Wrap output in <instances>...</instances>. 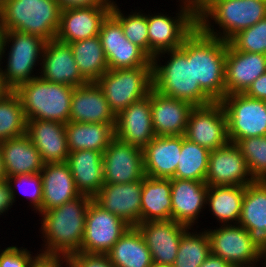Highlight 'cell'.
<instances>
[{
  "instance_id": "cb8c5ba5",
  "label": "cell",
  "mask_w": 266,
  "mask_h": 267,
  "mask_svg": "<svg viewBox=\"0 0 266 267\" xmlns=\"http://www.w3.org/2000/svg\"><path fill=\"white\" fill-rule=\"evenodd\" d=\"M194 106L151 90V114L156 136L184 135Z\"/></svg>"
},
{
  "instance_id": "ab89813d",
  "label": "cell",
  "mask_w": 266,
  "mask_h": 267,
  "mask_svg": "<svg viewBox=\"0 0 266 267\" xmlns=\"http://www.w3.org/2000/svg\"><path fill=\"white\" fill-rule=\"evenodd\" d=\"M110 14L121 24L125 37L149 55L148 15L134 12L124 16L114 1Z\"/></svg>"
},
{
  "instance_id": "52a82bcc",
  "label": "cell",
  "mask_w": 266,
  "mask_h": 267,
  "mask_svg": "<svg viewBox=\"0 0 266 267\" xmlns=\"http://www.w3.org/2000/svg\"><path fill=\"white\" fill-rule=\"evenodd\" d=\"M96 83L117 116L130 104L149 95L153 89V66L108 70Z\"/></svg>"
},
{
  "instance_id": "44dd1931",
  "label": "cell",
  "mask_w": 266,
  "mask_h": 267,
  "mask_svg": "<svg viewBox=\"0 0 266 267\" xmlns=\"http://www.w3.org/2000/svg\"><path fill=\"white\" fill-rule=\"evenodd\" d=\"M40 77L49 82L79 87L88 81L81 75L69 44L50 40L45 44Z\"/></svg>"
},
{
  "instance_id": "bcb514c9",
  "label": "cell",
  "mask_w": 266,
  "mask_h": 267,
  "mask_svg": "<svg viewBox=\"0 0 266 267\" xmlns=\"http://www.w3.org/2000/svg\"><path fill=\"white\" fill-rule=\"evenodd\" d=\"M244 94L251 98L266 101V72L252 82Z\"/></svg>"
},
{
  "instance_id": "11a10c76",
  "label": "cell",
  "mask_w": 266,
  "mask_h": 267,
  "mask_svg": "<svg viewBox=\"0 0 266 267\" xmlns=\"http://www.w3.org/2000/svg\"><path fill=\"white\" fill-rule=\"evenodd\" d=\"M182 2H183V4L190 5L195 10L198 11L201 8L203 0H183Z\"/></svg>"
},
{
  "instance_id": "681fc988",
  "label": "cell",
  "mask_w": 266,
  "mask_h": 267,
  "mask_svg": "<svg viewBox=\"0 0 266 267\" xmlns=\"http://www.w3.org/2000/svg\"><path fill=\"white\" fill-rule=\"evenodd\" d=\"M14 203L12 192L7 180L0 181V215L9 210Z\"/></svg>"
},
{
  "instance_id": "f907efd6",
  "label": "cell",
  "mask_w": 266,
  "mask_h": 267,
  "mask_svg": "<svg viewBox=\"0 0 266 267\" xmlns=\"http://www.w3.org/2000/svg\"><path fill=\"white\" fill-rule=\"evenodd\" d=\"M200 267H232V264L210 253Z\"/></svg>"
},
{
  "instance_id": "9c48e42d",
  "label": "cell",
  "mask_w": 266,
  "mask_h": 267,
  "mask_svg": "<svg viewBox=\"0 0 266 267\" xmlns=\"http://www.w3.org/2000/svg\"><path fill=\"white\" fill-rule=\"evenodd\" d=\"M11 41L6 69H1V73L6 85L14 91L19 85L35 78L31 74L36 62L43 57L47 41L32 34L6 31L4 50Z\"/></svg>"
},
{
  "instance_id": "83f0119b",
  "label": "cell",
  "mask_w": 266,
  "mask_h": 267,
  "mask_svg": "<svg viewBox=\"0 0 266 267\" xmlns=\"http://www.w3.org/2000/svg\"><path fill=\"white\" fill-rule=\"evenodd\" d=\"M40 174L43 184L41 213L61 206L81 195L76 189L67 162L44 164Z\"/></svg>"
},
{
  "instance_id": "8fae6325",
  "label": "cell",
  "mask_w": 266,
  "mask_h": 267,
  "mask_svg": "<svg viewBox=\"0 0 266 267\" xmlns=\"http://www.w3.org/2000/svg\"><path fill=\"white\" fill-rule=\"evenodd\" d=\"M130 227L123 219L91 200L86 215L80 252L106 255Z\"/></svg>"
},
{
  "instance_id": "1f68e13d",
  "label": "cell",
  "mask_w": 266,
  "mask_h": 267,
  "mask_svg": "<svg viewBox=\"0 0 266 267\" xmlns=\"http://www.w3.org/2000/svg\"><path fill=\"white\" fill-rule=\"evenodd\" d=\"M69 151L94 150L104 152L115 137V123H82L69 121L65 124Z\"/></svg>"
},
{
  "instance_id": "603a6c76",
  "label": "cell",
  "mask_w": 266,
  "mask_h": 267,
  "mask_svg": "<svg viewBox=\"0 0 266 267\" xmlns=\"http://www.w3.org/2000/svg\"><path fill=\"white\" fill-rule=\"evenodd\" d=\"M26 135L39 151L44 164L67 162L70 151L64 123L27 120Z\"/></svg>"
},
{
  "instance_id": "30bf717a",
  "label": "cell",
  "mask_w": 266,
  "mask_h": 267,
  "mask_svg": "<svg viewBox=\"0 0 266 267\" xmlns=\"http://www.w3.org/2000/svg\"><path fill=\"white\" fill-rule=\"evenodd\" d=\"M178 16L148 15L149 56L179 48L198 26L197 10L181 5Z\"/></svg>"
},
{
  "instance_id": "5b68a950",
  "label": "cell",
  "mask_w": 266,
  "mask_h": 267,
  "mask_svg": "<svg viewBox=\"0 0 266 267\" xmlns=\"http://www.w3.org/2000/svg\"><path fill=\"white\" fill-rule=\"evenodd\" d=\"M74 87L57 84L35 76L14 92L21 100L27 120H50L68 123Z\"/></svg>"
},
{
  "instance_id": "60d3db41",
  "label": "cell",
  "mask_w": 266,
  "mask_h": 267,
  "mask_svg": "<svg viewBox=\"0 0 266 267\" xmlns=\"http://www.w3.org/2000/svg\"><path fill=\"white\" fill-rule=\"evenodd\" d=\"M236 145L247 161L255 181H266V136H254L239 140Z\"/></svg>"
},
{
  "instance_id": "7402d4cb",
  "label": "cell",
  "mask_w": 266,
  "mask_h": 267,
  "mask_svg": "<svg viewBox=\"0 0 266 267\" xmlns=\"http://www.w3.org/2000/svg\"><path fill=\"white\" fill-rule=\"evenodd\" d=\"M265 72V54L238 51L228 43L225 60L226 95L244 93Z\"/></svg>"
},
{
  "instance_id": "816d5d0a",
  "label": "cell",
  "mask_w": 266,
  "mask_h": 267,
  "mask_svg": "<svg viewBox=\"0 0 266 267\" xmlns=\"http://www.w3.org/2000/svg\"><path fill=\"white\" fill-rule=\"evenodd\" d=\"M5 37H6V29L0 22V65H1L2 57L4 56V53H5V50H4Z\"/></svg>"
},
{
  "instance_id": "4316f807",
  "label": "cell",
  "mask_w": 266,
  "mask_h": 267,
  "mask_svg": "<svg viewBox=\"0 0 266 267\" xmlns=\"http://www.w3.org/2000/svg\"><path fill=\"white\" fill-rule=\"evenodd\" d=\"M182 148V135L155 136L144 148L145 175L174 178Z\"/></svg>"
},
{
  "instance_id": "d590c367",
  "label": "cell",
  "mask_w": 266,
  "mask_h": 267,
  "mask_svg": "<svg viewBox=\"0 0 266 267\" xmlns=\"http://www.w3.org/2000/svg\"><path fill=\"white\" fill-rule=\"evenodd\" d=\"M245 188L246 186H208L206 204L220 223H239Z\"/></svg>"
},
{
  "instance_id": "ffe728a7",
  "label": "cell",
  "mask_w": 266,
  "mask_h": 267,
  "mask_svg": "<svg viewBox=\"0 0 266 267\" xmlns=\"http://www.w3.org/2000/svg\"><path fill=\"white\" fill-rule=\"evenodd\" d=\"M115 136L143 149L156 135L151 114V92L116 116Z\"/></svg>"
},
{
  "instance_id": "d6a6232c",
  "label": "cell",
  "mask_w": 266,
  "mask_h": 267,
  "mask_svg": "<svg viewBox=\"0 0 266 267\" xmlns=\"http://www.w3.org/2000/svg\"><path fill=\"white\" fill-rule=\"evenodd\" d=\"M171 179L143 178L141 192V222L170 220Z\"/></svg>"
},
{
  "instance_id": "c3c4849f",
  "label": "cell",
  "mask_w": 266,
  "mask_h": 267,
  "mask_svg": "<svg viewBox=\"0 0 266 267\" xmlns=\"http://www.w3.org/2000/svg\"><path fill=\"white\" fill-rule=\"evenodd\" d=\"M63 262H66L65 266L67 265L69 267V262L66 257L60 258V256L39 255L29 267H62Z\"/></svg>"
},
{
  "instance_id": "f1b7e54d",
  "label": "cell",
  "mask_w": 266,
  "mask_h": 267,
  "mask_svg": "<svg viewBox=\"0 0 266 267\" xmlns=\"http://www.w3.org/2000/svg\"><path fill=\"white\" fill-rule=\"evenodd\" d=\"M67 163L76 189L94 197L104 184L103 152L89 149L71 151Z\"/></svg>"
},
{
  "instance_id": "5bb4252c",
  "label": "cell",
  "mask_w": 266,
  "mask_h": 267,
  "mask_svg": "<svg viewBox=\"0 0 266 267\" xmlns=\"http://www.w3.org/2000/svg\"><path fill=\"white\" fill-rule=\"evenodd\" d=\"M188 140L212 151L229 143L227 119L221 102L195 106L184 134Z\"/></svg>"
},
{
  "instance_id": "7c38bea8",
  "label": "cell",
  "mask_w": 266,
  "mask_h": 267,
  "mask_svg": "<svg viewBox=\"0 0 266 267\" xmlns=\"http://www.w3.org/2000/svg\"><path fill=\"white\" fill-rule=\"evenodd\" d=\"M238 225V226H237ZM211 254L232 265L255 264L259 261L260 243L243 226L234 223L206 231Z\"/></svg>"
},
{
  "instance_id": "f6af8a7d",
  "label": "cell",
  "mask_w": 266,
  "mask_h": 267,
  "mask_svg": "<svg viewBox=\"0 0 266 267\" xmlns=\"http://www.w3.org/2000/svg\"><path fill=\"white\" fill-rule=\"evenodd\" d=\"M69 267H114L107 255L73 253L68 258Z\"/></svg>"
},
{
  "instance_id": "3957f363",
  "label": "cell",
  "mask_w": 266,
  "mask_h": 267,
  "mask_svg": "<svg viewBox=\"0 0 266 267\" xmlns=\"http://www.w3.org/2000/svg\"><path fill=\"white\" fill-rule=\"evenodd\" d=\"M61 10L56 0H0V22L6 31L50 41L56 38Z\"/></svg>"
},
{
  "instance_id": "db71d44e",
  "label": "cell",
  "mask_w": 266,
  "mask_h": 267,
  "mask_svg": "<svg viewBox=\"0 0 266 267\" xmlns=\"http://www.w3.org/2000/svg\"><path fill=\"white\" fill-rule=\"evenodd\" d=\"M6 179H7L6 170H5L4 160H3L1 147H0V181H4Z\"/></svg>"
},
{
  "instance_id": "4dcf8cb0",
  "label": "cell",
  "mask_w": 266,
  "mask_h": 267,
  "mask_svg": "<svg viewBox=\"0 0 266 267\" xmlns=\"http://www.w3.org/2000/svg\"><path fill=\"white\" fill-rule=\"evenodd\" d=\"M238 224L259 243L266 241V181L246 185Z\"/></svg>"
},
{
  "instance_id": "8992f818",
  "label": "cell",
  "mask_w": 266,
  "mask_h": 267,
  "mask_svg": "<svg viewBox=\"0 0 266 267\" xmlns=\"http://www.w3.org/2000/svg\"><path fill=\"white\" fill-rule=\"evenodd\" d=\"M228 41L205 34L198 26L193 31L194 80L214 101L226 96L225 60Z\"/></svg>"
},
{
  "instance_id": "e0dca14e",
  "label": "cell",
  "mask_w": 266,
  "mask_h": 267,
  "mask_svg": "<svg viewBox=\"0 0 266 267\" xmlns=\"http://www.w3.org/2000/svg\"><path fill=\"white\" fill-rule=\"evenodd\" d=\"M142 188L143 178L132 183H104L93 200L130 226H137L141 223Z\"/></svg>"
},
{
  "instance_id": "f546056e",
  "label": "cell",
  "mask_w": 266,
  "mask_h": 267,
  "mask_svg": "<svg viewBox=\"0 0 266 267\" xmlns=\"http://www.w3.org/2000/svg\"><path fill=\"white\" fill-rule=\"evenodd\" d=\"M6 176L40 173L44 162L37 148L24 134L0 142Z\"/></svg>"
},
{
  "instance_id": "6da1fadb",
  "label": "cell",
  "mask_w": 266,
  "mask_h": 267,
  "mask_svg": "<svg viewBox=\"0 0 266 267\" xmlns=\"http://www.w3.org/2000/svg\"><path fill=\"white\" fill-rule=\"evenodd\" d=\"M165 53L171 54L170 60L165 65H158L157 59L159 61ZM152 63L153 89L158 93L189 102L194 107L214 102L194 80L193 32L179 48L157 54Z\"/></svg>"
},
{
  "instance_id": "9f6ffc18",
  "label": "cell",
  "mask_w": 266,
  "mask_h": 267,
  "mask_svg": "<svg viewBox=\"0 0 266 267\" xmlns=\"http://www.w3.org/2000/svg\"><path fill=\"white\" fill-rule=\"evenodd\" d=\"M265 260V267H266V241L260 243V248H259V260L261 259Z\"/></svg>"
},
{
  "instance_id": "d6986e66",
  "label": "cell",
  "mask_w": 266,
  "mask_h": 267,
  "mask_svg": "<svg viewBox=\"0 0 266 267\" xmlns=\"http://www.w3.org/2000/svg\"><path fill=\"white\" fill-rule=\"evenodd\" d=\"M136 227L151 252L152 262L170 265L175 262L182 235L191 229L172 219L141 222Z\"/></svg>"
},
{
  "instance_id": "7a4b0ae2",
  "label": "cell",
  "mask_w": 266,
  "mask_h": 267,
  "mask_svg": "<svg viewBox=\"0 0 266 267\" xmlns=\"http://www.w3.org/2000/svg\"><path fill=\"white\" fill-rule=\"evenodd\" d=\"M92 196L81 194L74 200L40 213L42 234L47 240L40 255L68 258L80 252L86 223L87 208Z\"/></svg>"
},
{
  "instance_id": "2e32d148",
  "label": "cell",
  "mask_w": 266,
  "mask_h": 267,
  "mask_svg": "<svg viewBox=\"0 0 266 267\" xmlns=\"http://www.w3.org/2000/svg\"><path fill=\"white\" fill-rule=\"evenodd\" d=\"M205 182L208 186H246L255 179L240 148L229 142L225 147L210 151Z\"/></svg>"
},
{
  "instance_id": "b9f144b4",
  "label": "cell",
  "mask_w": 266,
  "mask_h": 267,
  "mask_svg": "<svg viewBox=\"0 0 266 267\" xmlns=\"http://www.w3.org/2000/svg\"><path fill=\"white\" fill-rule=\"evenodd\" d=\"M228 43L236 50L266 55V17L232 36Z\"/></svg>"
},
{
  "instance_id": "4fadbf2b",
  "label": "cell",
  "mask_w": 266,
  "mask_h": 267,
  "mask_svg": "<svg viewBox=\"0 0 266 267\" xmlns=\"http://www.w3.org/2000/svg\"><path fill=\"white\" fill-rule=\"evenodd\" d=\"M99 37L108 70L153 66L152 58L125 37L121 24L111 14L102 22Z\"/></svg>"
},
{
  "instance_id": "f5cc1de1",
  "label": "cell",
  "mask_w": 266,
  "mask_h": 267,
  "mask_svg": "<svg viewBox=\"0 0 266 267\" xmlns=\"http://www.w3.org/2000/svg\"><path fill=\"white\" fill-rule=\"evenodd\" d=\"M12 90L6 85L0 67V100L3 99Z\"/></svg>"
},
{
  "instance_id": "6f0895ef",
  "label": "cell",
  "mask_w": 266,
  "mask_h": 267,
  "mask_svg": "<svg viewBox=\"0 0 266 267\" xmlns=\"http://www.w3.org/2000/svg\"><path fill=\"white\" fill-rule=\"evenodd\" d=\"M152 267H174V266L170 265V264H156V263H153Z\"/></svg>"
},
{
  "instance_id": "ac0fdd59",
  "label": "cell",
  "mask_w": 266,
  "mask_h": 267,
  "mask_svg": "<svg viewBox=\"0 0 266 267\" xmlns=\"http://www.w3.org/2000/svg\"><path fill=\"white\" fill-rule=\"evenodd\" d=\"M111 8L96 6L63 8L55 39L69 44L98 36L102 22L111 13Z\"/></svg>"
},
{
  "instance_id": "7dc6e473",
  "label": "cell",
  "mask_w": 266,
  "mask_h": 267,
  "mask_svg": "<svg viewBox=\"0 0 266 267\" xmlns=\"http://www.w3.org/2000/svg\"><path fill=\"white\" fill-rule=\"evenodd\" d=\"M61 8L80 7V6H96V7H112L113 0H56Z\"/></svg>"
},
{
  "instance_id": "f35d334b",
  "label": "cell",
  "mask_w": 266,
  "mask_h": 267,
  "mask_svg": "<svg viewBox=\"0 0 266 267\" xmlns=\"http://www.w3.org/2000/svg\"><path fill=\"white\" fill-rule=\"evenodd\" d=\"M188 231L189 229L181 237L174 267H200L211 253L206 230L199 234Z\"/></svg>"
},
{
  "instance_id": "ba28073f",
  "label": "cell",
  "mask_w": 266,
  "mask_h": 267,
  "mask_svg": "<svg viewBox=\"0 0 266 267\" xmlns=\"http://www.w3.org/2000/svg\"><path fill=\"white\" fill-rule=\"evenodd\" d=\"M227 119L230 143L248 137L266 136V101L244 93L226 95L221 101Z\"/></svg>"
},
{
  "instance_id": "ee69618b",
  "label": "cell",
  "mask_w": 266,
  "mask_h": 267,
  "mask_svg": "<svg viewBox=\"0 0 266 267\" xmlns=\"http://www.w3.org/2000/svg\"><path fill=\"white\" fill-rule=\"evenodd\" d=\"M27 248L9 246L0 252V267H29L40 255L33 257Z\"/></svg>"
},
{
  "instance_id": "e575fe53",
  "label": "cell",
  "mask_w": 266,
  "mask_h": 267,
  "mask_svg": "<svg viewBox=\"0 0 266 267\" xmlns=\"http://www.w3.org/2000/svg\"><path fill=\"white\" fill-rule=\"evenodd\" d=\"M69 45L81 75L88 82H96L108 71L107 58L99 35Z\"/></svg>"
},
{
  "instance_id": "680465c9",
  "label": "cell",
  "mask_w": 266,
  "mask_h": 267,
  "mask_svg": "<svg viewBox=\"0 0 266 267\" xmlns=\"http://www.w3.org/2000/svg\"><path fill=\"white\" fill-rule=\"evenodd\" d=\"M232 267H253V266H252L251 263H250V264L232 265ZM254 267H255V266H254Z\"/></svg>"
},
{
  "instance_id": "7bdbcfd3",
  "label": "cell",
  "mask_w": 266,
  "mask_h": 267,
  "mask_svg": "<svg viewBox=\"0 0 266 267\" xmlns=\"http://www.w3.org/2000/svg\"><path fill=\"white\" fill-rule=\"evenodd\" d=\"M6 180L9 183L14 201H15V194H16L14 188L17 187L16 189L19 188L20 191L25 194V196L28 195L30 197V202L32 203L31 205L34 206L33 208H35L36 211L38 210L39 213H41V204L43 201V184H42V177L40 173L10 176V177H7ZM23 184L24 185L27 184V186L25 187L32 185L31 187H33V189L31 188V192L29 191V194L26 191V189L23 190L24 189Z\"/></svg>"
},
{
  "instance_id": "74e56055",
  "label": "cell",
  "mask_w": 266,
  "mask_h": 267,
  "mask_svg": "<svg viewBox=\"0 0 266 267\" xmlns=\"http://www.w3.org/2000/svg\"><path fill=\"white\" fill-rule=\"evenodd\" d=\"M27 119L21 100L11 91L0 100V142L26 134Z\"/></svg>"
},
{
  "instance_id": "836d02e7",
  "label": "cell",
  "mask_w": 266,
  "mask_h": 267,
  "mask_svg": "<svg viewBox=\"0 0 266 267\" xmlns=\"http://www.w3.org/2000/svg\"><path fill=\"white\" fill-rule=\"evenodd\" d=\"M114 267H152V257L136 226H130L106 254Z\"/></svg>"
},
{
  "instance_id": "277c9868",
  "label": "cell",
  "mask_w": 266,
  "mask_h": 267,
  "mask_svg": "<svg viewBox=\"0 0 266 267\" xmlns=\"http://www.w3.org/2000/svg\"><path fill=\"white\" fill-rule=\"evenodd\" d=\"M265 17L266 0H203L197 11L198 27L205 34L225 41ZM210 18L223 28V33L214 32Z\"/></svg>"
},
{
  "instance_id": "d4e9b609",
  "label": "cell",
  "mask_w": 266,
  "mask_h": 267,
  "mask_svg": "<svg viewBox=\"0 0 266 267\" xmlns=\"http://www.w3.org/2000/svg\"><path fill=\"white\" fill-rule=\"evenodd\" d=\"M205 181L171 179V218L189 228L196 222L207 201Z\"/></svg>"
},
{
  "instance_id": "9a60e30c",
  "label": "cell",
  "mask_w": 266,
  "mask_h": 267,
  "mask_svg": "<svg viewBox=\"0 0 266 267\" xmlns=\"http://www.w3.org/2000/svg\"><path fill=\"white\" fill-rule=\"evenodd\" d=\"M104 183H132L144 178L143 149L119 140L116 136L103 152Z\"/></svg>"
},
{
  "instance_id": "8d00e7d4",
  "label": "cell",
  "mask_w": 266,
  "mask_h": 267,
  "mask_svg": "<svg viewBox=\"0 0 266 267\" xmlns=\"http://www.w3.org/2000/svg\"><path fill=\"white\" fill-rule=\"evenodd\" d=\"M210 150L182 135V148L174 178L205 181Z\"/></svg>"
},
{
  "instance_id": "484cf974",
  "label": "cell",
  "mask_w": 266,
  "mask_h": 267,
  "mask_svg": "<svg viewBox=\"0 0 266 267\" xmlns=\"http://www.w3.org/2000/svg\"><path fill=\"white\" fill-rule=\"evenodd\" d=\"M82 123H116V116L96 82L74 87L70 105V119Z\"/></svg>"
}]
</instances>
